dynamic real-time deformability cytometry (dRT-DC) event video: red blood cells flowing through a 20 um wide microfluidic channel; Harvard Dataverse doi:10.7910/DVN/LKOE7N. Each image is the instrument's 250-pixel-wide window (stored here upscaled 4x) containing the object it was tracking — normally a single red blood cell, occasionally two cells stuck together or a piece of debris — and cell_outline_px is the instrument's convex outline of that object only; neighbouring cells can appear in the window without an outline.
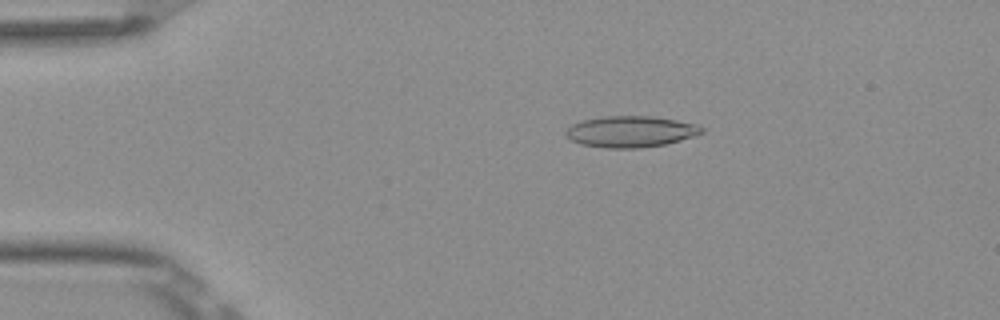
{"species": "Egyptian fruit bat (a non-hibernating species)", "species_latin": "Rousettus aegyptiacus", "temperature_condition": "room temperature", "stored_images_in_passage": 52, "camera_frame_rate_fps": 3000, "um_per_image_px": 0.085, "frame": {"image": 1, "passage_image": 10, "time_ms": 3.0, "image_size_px": [1000, 320], "cell_outline_px": [[704, 132], [680, 140], [664, 144], [636, 148], [608, 148], [580, 144], [572, 140], [564, 132], [572, 124], [584, 120], [604, 116], [652, 116], [676, 120], [696, 124], [704, 128]], "centroid_in_image_um": [53.6, 11.18], "position_along_channel_um": 31.4, "area_um2": 24.45}}
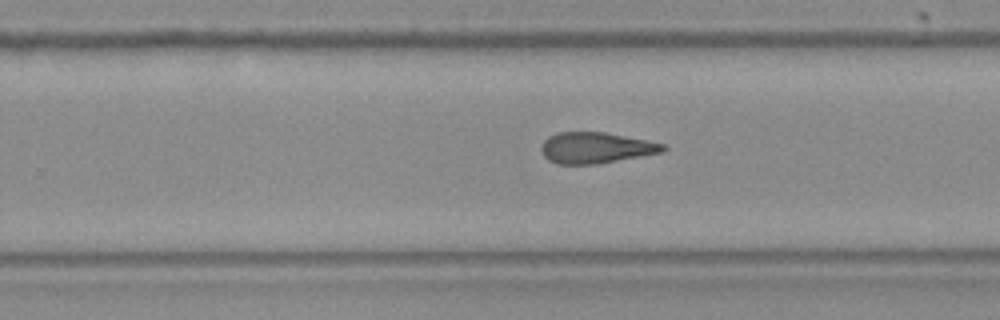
{"frame": {"image": 2, "passage_image": 33, "time_ms": 10.667, "image_size_px": [1000, 320], "cell_outline_px": [[668, 148], [664, 152], [596, 164], [556, 164], [548, 160], [544, 156], [540, 148], [544, 140], [548, 136], [556, 132], [604, 132], [664, 144]], "centroid_in_image_um": [50.61, 12.56], "position_along_channel_um": 279.2, "area_um2": 21.96}}
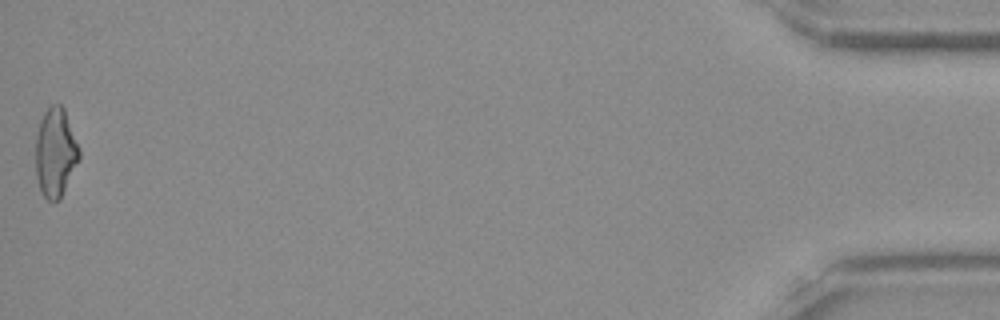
{"frame": {"image": 3, "passage_image": 52, "time_ms": 17.0, "image_size_px": [1000, 320], "cell_outline_px": [[80, 160], [60, 200], [48, 200], [44, 196], [40, 188], [36, 176], [36, 136], [40, 120], [44, 112], [52, 104], [60, 104], [64, 108], [80, 148]], "centroid_in_image_um": [4.73, 12.96], "position_along_channel_um": 430.5, "area_um2": 22.72}, "authors_computed_cell_mechanics": {"area_um2": 22.9177, "velocity_mm_per_s": 3.9009, "shape_relaxation_time_tau1_ms": null, "shape_relaxation_time_tau2_ms": 3.7928, "deformation_change_tau1": null, "deformation_change_tau2": 0.1439}}